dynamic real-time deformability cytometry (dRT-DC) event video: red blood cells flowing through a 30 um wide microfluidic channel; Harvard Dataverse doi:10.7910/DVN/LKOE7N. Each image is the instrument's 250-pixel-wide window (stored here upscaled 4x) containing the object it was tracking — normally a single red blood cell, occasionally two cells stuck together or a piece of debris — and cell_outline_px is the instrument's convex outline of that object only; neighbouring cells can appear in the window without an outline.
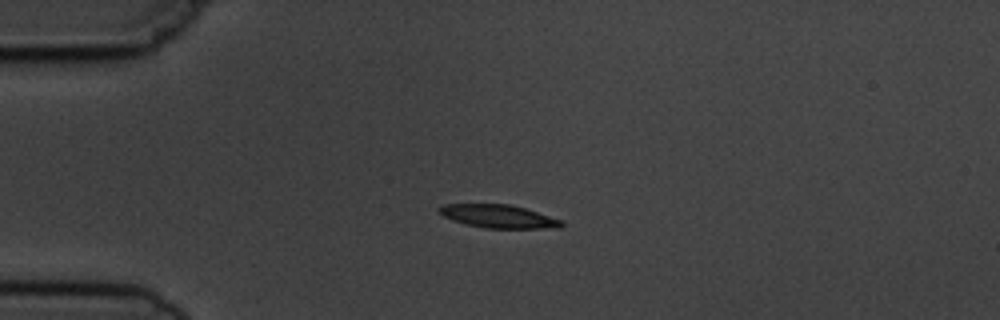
{"species": "common noctule bat (a hibernating species)", "species_latin": "Nyctalus noctula", "temperature_condition": "cold", "stored_images_in_passage": 7, "camera_frame_rate_fps": 3000, "um_per_image_px": 0.085, "animal": {"sex": "male", "body_mass_g": 19.5, "forearm_length_mm": 54.6}, "frame": {"image": 1, "passage_image": 1, "time_ms": 0.0, "image_size_px": [1000, 320], "cell_outline_px": [[564, 224], [560, 228], [484, 228], [464, 224], [452, 220], [444, 216], [436, 208], [444, 204], [512, 204], [564, 220]], "centroid_in_image_um": [42.4, 18.39], "position_along_channel_um": 42.6, "area_um2": 16.7}}
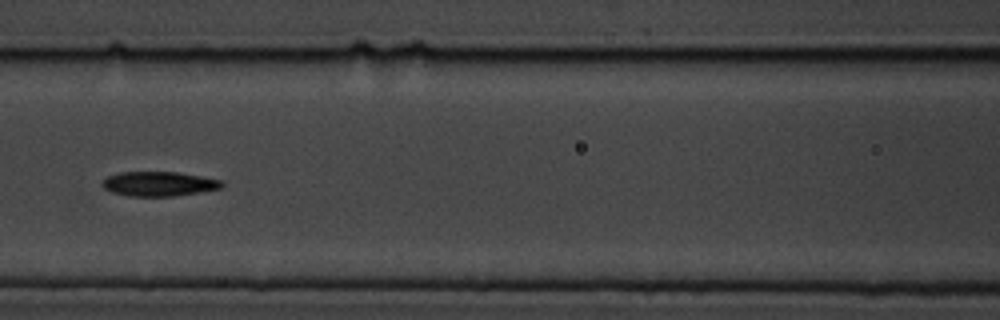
{"frame": {"image": 2, "passage_image": 4, "time_ms": 3.667, "image_size_px": [1000, 320], "cell_outline_px": [[224, 184], [220, 188], [200, 192], [172, 196], [128, 196], [112, 192], [104, 188], [100, 184], [108, 176], [120, 172], [176, 172], [204, 176], [220, 180]], "centroid_in_image_um": [13.5, 15.62], "position_along_channel_um": 153.1, "area_um2": 17.05}}
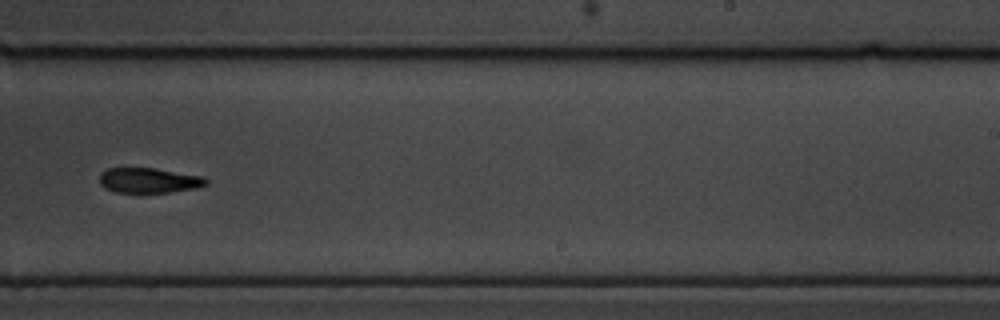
{"frame": {"image": 3, "passage_image": 7, "time_ms": 7.0, "image_size_px": [1000, 320], "cell_outline_px": [[208, 184], [196, 188], [172, 192], [116, 192], [104, 188], [100, 184], [100, 172], [108, 168], [156, 168], [204, 176], [208, 180]], "centroid_in_image_um": [12.68, 15.32], "position_along_channel_um": 276.3, "area_um2": 15.72}}